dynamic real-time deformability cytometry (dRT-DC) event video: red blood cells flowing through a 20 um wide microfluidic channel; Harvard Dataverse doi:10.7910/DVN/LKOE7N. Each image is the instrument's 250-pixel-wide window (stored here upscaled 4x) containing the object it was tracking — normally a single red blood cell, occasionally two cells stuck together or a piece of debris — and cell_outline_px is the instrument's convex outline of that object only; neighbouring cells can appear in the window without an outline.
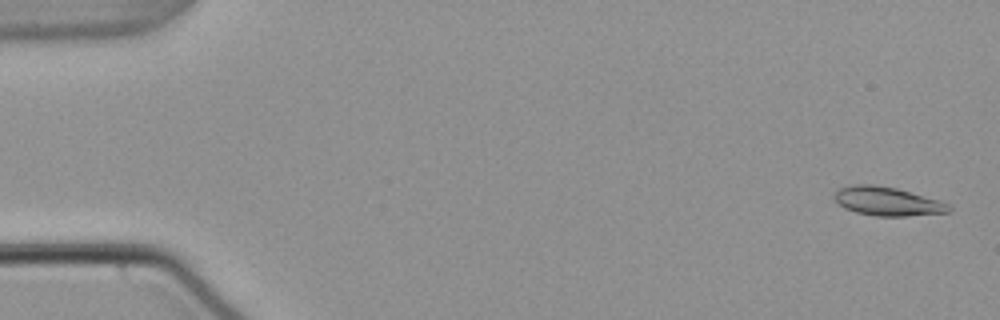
{"species": "common noctule bat (a hibernating species)", "species_latin": "Nyctalus noctula", "temperature_condition": "warm", "stored_images_in_passage": 54, "camera_frame_rate_fps": 3000, "um_per_image_px": 0.085, "animal": {"sex": "male", "body_mass_g": 21.5, "forearm_length_mm": 52.0}, "frame": {"image": 1, "passage_image": 2, "time_ms": 0.333, "image_size_px": [1000, 320], "cell_outline_px": [[952, 208], [948, 212], [904, 216], [876, 216], [856, 212], [844, 208], [832, 196], [840, 188], [856, 184], [872, 184], [896, 188], [940, 200], [948, 204]], "centroid_in_image_um": [75.42, 17.11], "position_along_channel_um": 9.6, "area_um2": 19.02}}
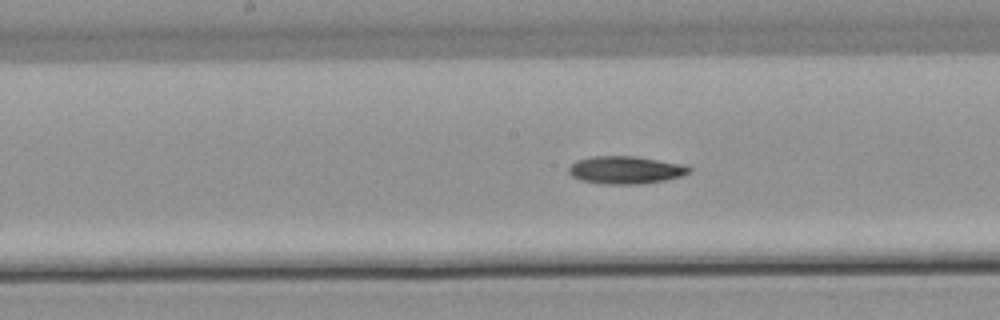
{"frame": {"image": 2, "passage_image": 28, "time_ms": 9.0, "image_size_px": [1000, 320], "cell_outline_px": [[692, 172], [680, 176], [664, 180], [640, 184], [600, 184], [580, 180], [572, 176], [568, 172], [568, 168], [576, 160], [592, 156], [636, 156], [684, 164], [692, 168]], "centroid_in_image_um": [53.17, 14.44], "position_along_channel_um": 195.0, "area_um2": 19.59}}
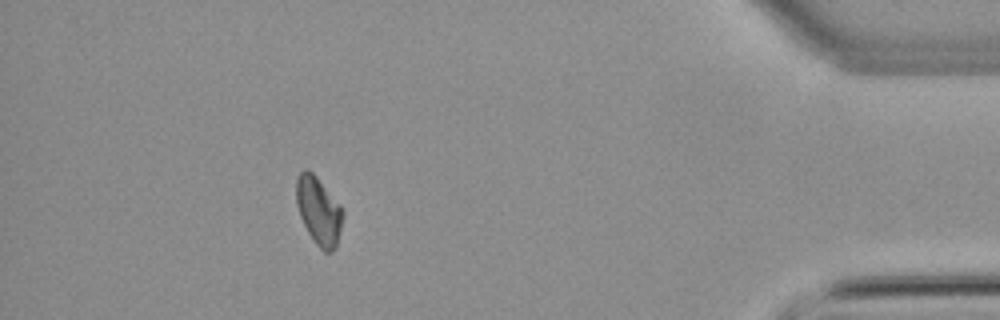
{"frame": {"image": 3, "passage_image": 49, "time_ms": 16.0, "image_size_px": [1000, 320], "cell_outline_px": [[344, 216], [336, 248], [332, 252], [324, 252], [316, 244], [308, 232], [300, 216], [296, 204], [296, 180], [300, 172], [304, 168], [308, 168], [316, 176], [340, 204], [344, 212]], "centroid_in_image_um": [27.1, 17.91], "position_along_channel_um": 408.1, "area_um2": 18.55}, "authors_computed_cell_mechanics": {"area_um2": 18.8428, "velocity_mm_per_s": 3.8072, "shape_relaxation_time_tau1_ms": null, "shape_relaxation_time_tau2_ms": 6.4713, "deformation_change_tau1": null, "deformation_change_tau2": 0.1254}}